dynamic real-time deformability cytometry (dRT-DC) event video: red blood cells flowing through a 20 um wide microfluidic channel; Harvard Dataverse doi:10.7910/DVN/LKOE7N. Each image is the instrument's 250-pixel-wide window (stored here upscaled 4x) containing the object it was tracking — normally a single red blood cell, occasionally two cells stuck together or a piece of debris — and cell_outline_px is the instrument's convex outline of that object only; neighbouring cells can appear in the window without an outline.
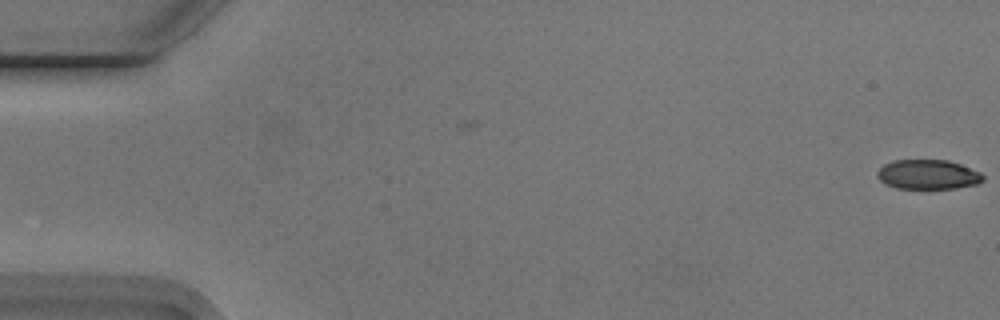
{"species": "Egyptian fruit bat (a non-hibernating species)", "species_latin": "Rousettus aegyptiacus", "temperature_condition": "cold", "stored_images_in_passage": 50, "camera_frame_rate_fps": 3000, "um_per_image_px": 0.085, "animal": {"sex": "male"}, "frame": {"image": 1, "passage_image": 1, "time_ms": 0.0, "image_size_px": [1000, 320], "cell_outline_px": [[984, 180], [976, 184], [956, 188], [896, 188], [884, 184], [876, 176], [876, 172], [884, 164], [892, 160], [948, 160], [960, 164], [980, 172], [984, 176]], "centroid_in_image_um": [78.85, 14.83], "position_along_channel_um": 6.2, "area_um2": 18.26}}
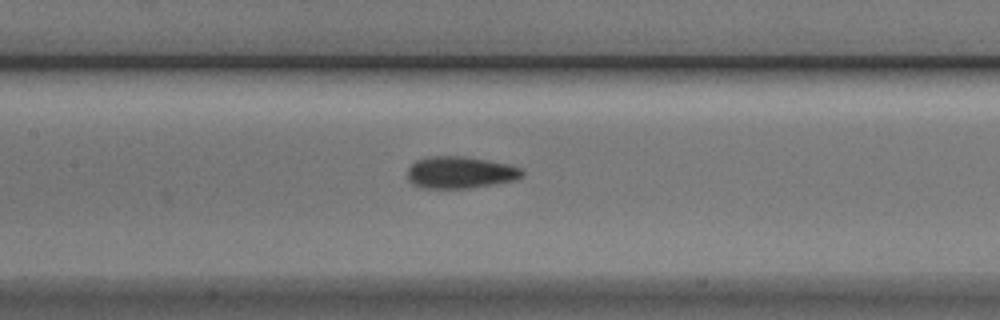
{"frame": {"image": 2, "passage_image": 26, "time_ms": 8.333, "image_size_px": [1000, 320], "cell_outline_px": [[524, 176], [516, 180], [468, 188], [420, 188], [412, 184], [408, 180], [408, 168], [416, 160], [428, 156], [464, 156], [512, 164], [520, 168], [524, 172]], "centroid_in_image_um": [39.13, 14.65], "position_along_channel_um": 168.3, "area_um2": 21.56}}
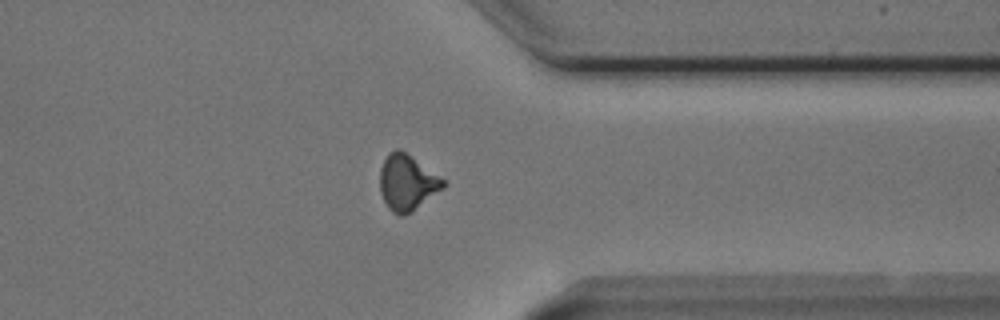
{"frame": {"image": 3, "passage_image": 43, "time_ms": 14.0, "image_size_px": [1000, 320], "cell_outline_px": [[448, 184], [444, 188], [412, 212], [404, 216], [400, 216], [392, 212], [388, 208], [380, 192], [380, 168], [388, 152], [396, 148], [400, 148], [448, 180]], "centroid_in_image_um": [34.65, 15.5], "position_along_channel_um": 376.8, "area_um2": 21.15}}